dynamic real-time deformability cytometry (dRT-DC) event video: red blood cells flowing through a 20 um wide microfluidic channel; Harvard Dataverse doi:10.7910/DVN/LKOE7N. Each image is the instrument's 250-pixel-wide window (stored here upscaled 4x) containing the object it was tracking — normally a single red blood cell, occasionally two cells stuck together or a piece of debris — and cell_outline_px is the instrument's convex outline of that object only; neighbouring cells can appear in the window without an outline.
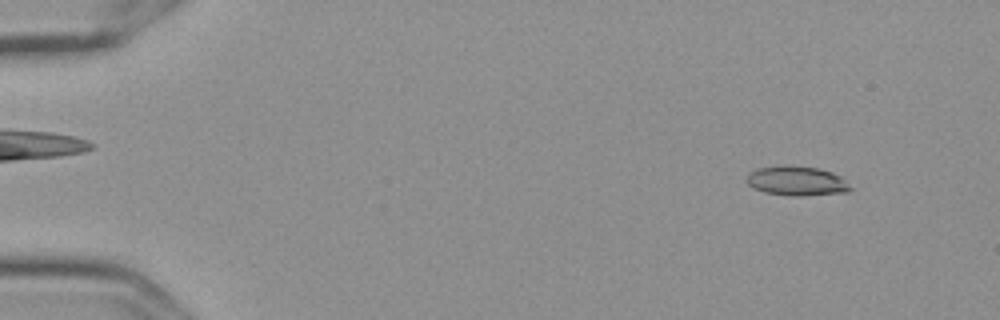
{"species": "Egyptian fruit bat (a non-hibernating species)", "species_latin": "Rousettus aegyptiacus", "temperature_condition": "cold", "stored_images_in_passage": 54, "camera_frame_rate_fps": 3000, "um_per_image_px": 0.085, "frame": {"image": 1, "passage_image": 3, "time_ms": 0.667, "image_size_px": [1000, 320], "cell_outline_px": [[852, 188], [848, 192], [804, 196], [788, 196], [764, 192], [748, 184], [748, 176], [756, 168], [784, 164], [820, 168], [832, 172], [840, 176]], "centroid_in_image_um": [67.75, 15.37], "position_along_channel_um": 17.3, "area_um2": 17.92}}
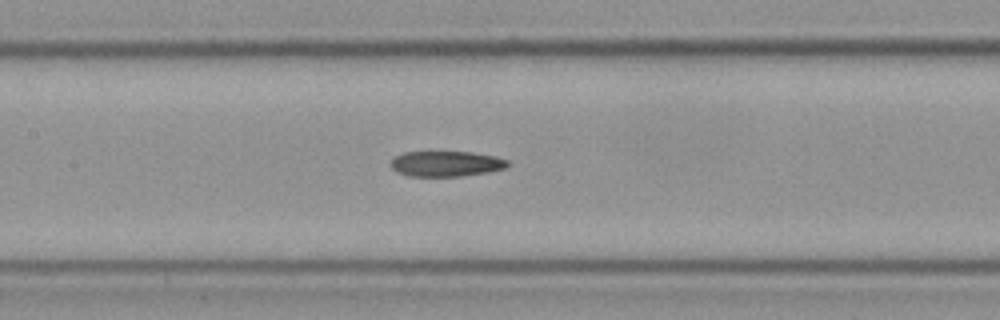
{"frame": {"image": 2, "passage_image": 25, "time_ms": 8.0, "image_size_px": [1000, 320], "cell_outline_px": [[508, 164], [504, 168], [488, 172], [460, 176], [408, 176], [396, 172], [392, 168], [392, 160], [396, 156], [404, 152], [472, 152], [496, 156], [508, 160]], "centroid_in_image_um": [37.92, 13.92], "position_along_channel_um": 169.5, "area_um2": 17.22}}
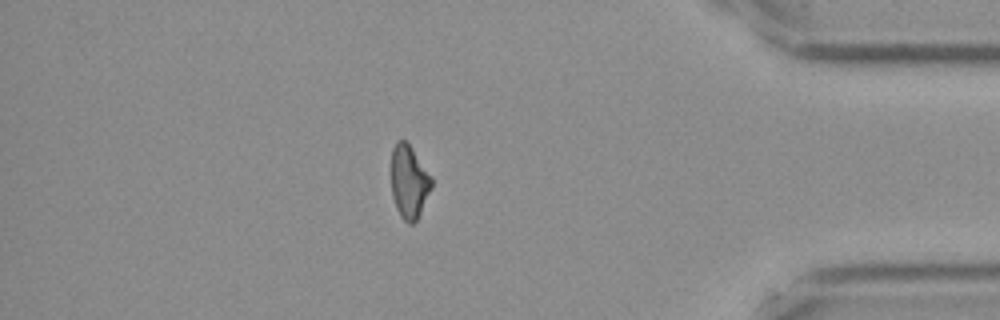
{"frame": {"image": 3, "passage_image": 47, "time_ms": 15.333, "image_size_px": [1000, 320], "cell_outline_px": [[432, 188], [416, 220], [412, 224], [408, 224], [400, 216], [396, 208], [392, 196], [392, 148], [396, 140], [404, 140], [412, 148], [432, 176]], "centroid_in_image_um": [34.77, 15.45], "position_along_channel_um": 400.4, "area_um2": 17.17}, "authors_computed_cell_mechanics": {"area_um2": 17.8024, "velocity_mm_per_s": 3.5958, "shape_relaxation_time_tau1_ms": null, "shape_relaxation_time_tau2_ms": 9.1326, "deformation_change_tau1": null, "deformation_change_tau2": 0.1991}}